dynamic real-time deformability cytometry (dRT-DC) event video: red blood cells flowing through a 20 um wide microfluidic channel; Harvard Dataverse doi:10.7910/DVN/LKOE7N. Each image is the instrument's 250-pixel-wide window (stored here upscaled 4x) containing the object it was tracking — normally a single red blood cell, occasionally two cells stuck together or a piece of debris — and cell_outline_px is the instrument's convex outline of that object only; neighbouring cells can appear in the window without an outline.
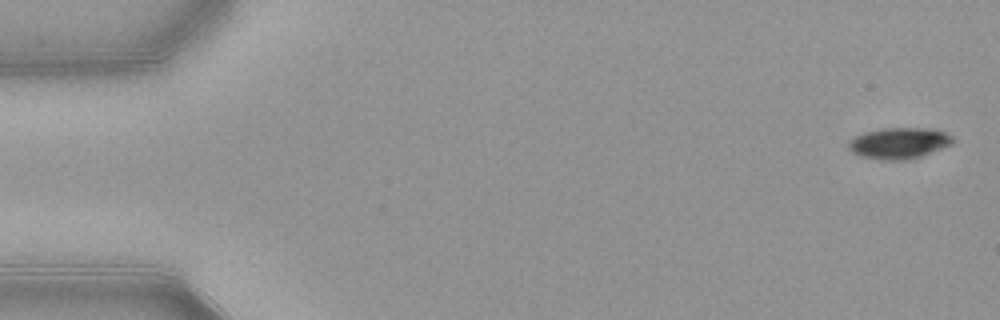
{"species": "common noctule bat (a hibernating species)", "species_latin": "Nyctalus noctula", "temperature_condition": "warm", "stored_images_in_passage": 9, "camera_frame_rate_fps": 3000, "um_per_image_px": 0.085, "animal": {"sex": "female", "body_mass_g": 21.9}, "frame": {"image": 1, "passage_image": 1, "time_ms": 0.0, "image_size_px": [1000, 320], "cell_outline_px": [[956, 140], [952, 144], [920, 156], [908, 160], [880, 160], [860, 156], [852, 152], [848, 148], [848, 144], [856, 136], [864, 132], [880, 128], [936, 128], [948, 132]], "centroid_in_image_um": [76.46, 12.15], "position_along_channel_um": 8.5, "area_um2": 19.13}}